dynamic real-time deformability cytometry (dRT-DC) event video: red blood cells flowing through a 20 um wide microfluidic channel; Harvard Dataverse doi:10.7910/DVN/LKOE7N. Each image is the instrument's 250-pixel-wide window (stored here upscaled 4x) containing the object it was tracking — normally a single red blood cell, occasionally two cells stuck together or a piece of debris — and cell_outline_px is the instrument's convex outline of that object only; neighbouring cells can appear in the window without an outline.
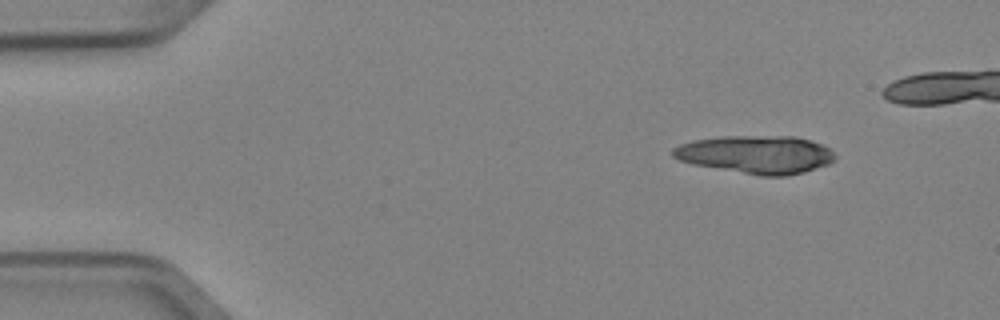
{"species": "Egyptian fruit bat (a non-hibernating species)", "species_latin": "Rousettus aegyptiacus", "temperature_condition": "cold", "stored_images_in_passage": 8, "camera_frame_rate_fps": 3000, "um_per_image_px": 0.085, "animal": {"sex": "female"}, "frame": {"image": 1, "passage_image": 1, "time_ms": 0.0, "image_size_px": [1000, 320], "cell_outline_px": [[836, 156], [828, 164], [804, 172], [788, 176], [760, 176], [692, 164], [680, 160], [672, 156], [672, 148], [680, 144], [692, 140], [724, 136], [792, 136], [824, 144]], "centroid_in_image_um": [64.24, 13.13], "position_along_channel_um": 20.8, "area_um2": 35.95}}
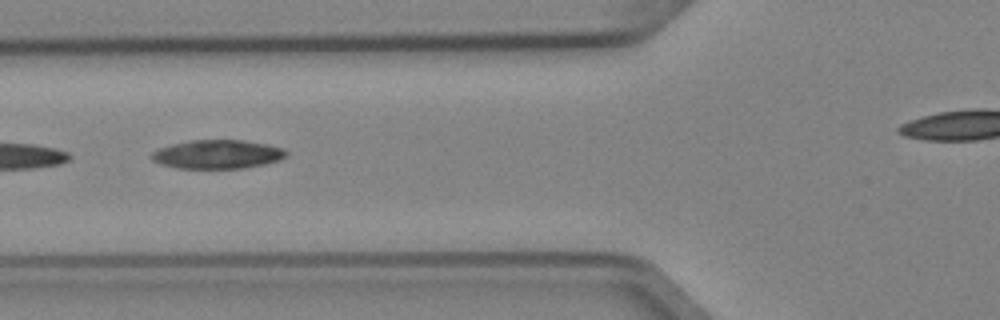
{"frame": {"image": 2, "passage_image": 5, "time_ms": 1.333, "image_size_px": [1000, 320], "cell_outline_px": [[288, 156], [280, 160], [264, 164], [244, 168], [176, 168], [160, 164], [152, 160], [152, 152], [160, 148], [172, 144], [188, 140], [244, 140], [268, 144], [284, 148], [288, 152]], "centroid_in_image_um": [18.53, 13.11], "position_along_channel_um": 107.3, "area_um2": 22.72}}
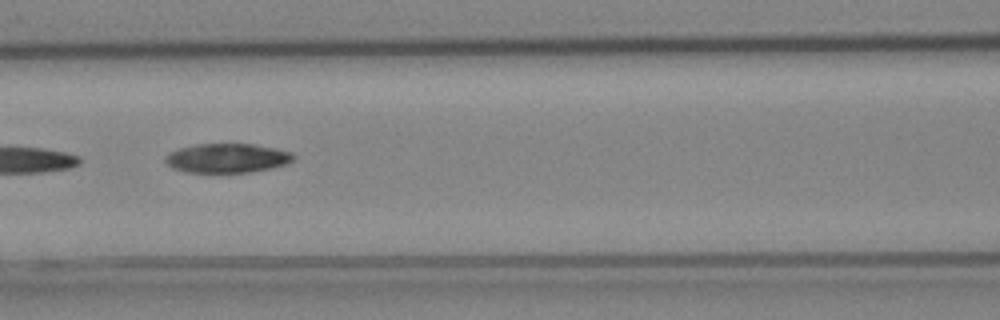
{"frame": {"image": 3, "passage_image": 6, "time_ms": 1.667, "image_size_px": [1000, 320], "cell_outline_px": [[296, 156], [292, 160], [284, 164], [272, 168], [248, 172], [188, 172], [172, 168], [164, 160], [164, 156], [168, 152], [180, 148], [196, 144], [256, 144], [276, 148], [292, 152]], "centroid_in_image_um": [19.3, 13.43], "position_along_channel_um": 147.3, "area_um2": 21.85}}